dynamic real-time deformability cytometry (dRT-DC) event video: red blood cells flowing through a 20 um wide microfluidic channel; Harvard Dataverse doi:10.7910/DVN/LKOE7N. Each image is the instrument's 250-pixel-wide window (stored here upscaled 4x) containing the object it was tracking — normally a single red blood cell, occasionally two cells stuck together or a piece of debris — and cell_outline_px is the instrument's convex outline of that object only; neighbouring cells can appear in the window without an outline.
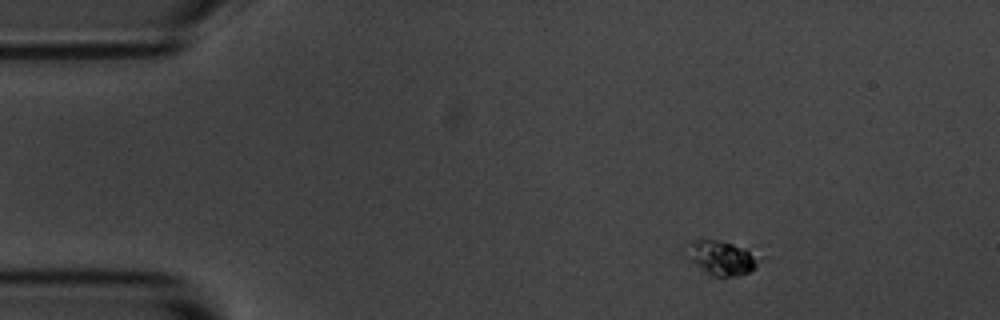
{"species": "common noctule bat (a hibernating species)", "species_latin": "Nyctalus noctula", "temperature_condition": "room temperature", "stored_images_in_passage": 6, "camera_frame_rate_fps": 3000, "um_per_image_px": 0.085, "animal": {"sex": "male", "body_mass_g": 20.1, "forearm_length_mm": 53.5}, "frame": {"image": 1, "passage_image": 1, "time_ms": 0.0, "image_size_px": [1000, 320], "cell_outline_px": [[764, 260], [756, 268], [740, 276], [712, 276], [688, 260], [688, 240], [720, 240], [744, 248], [764, 256]], "centroid_in_image_um": [61.42, 21.92], "position_along_channel_um": 23.6, "area_um2": 14.8}}
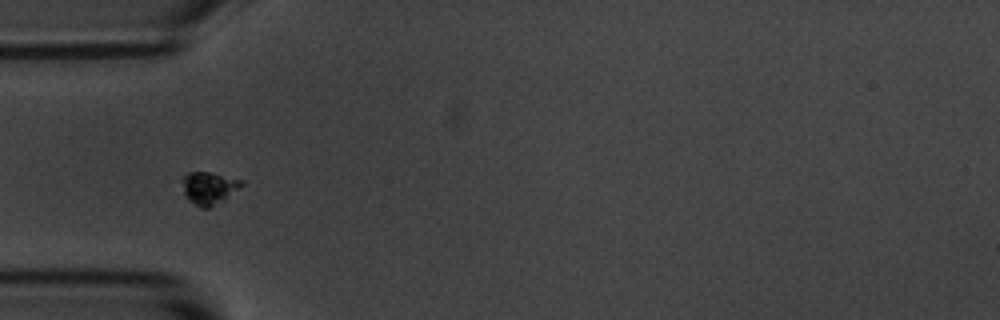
{"frame": {"image": 2, "passage_image": 4, "time_ms": 3.333, "image_size_px": [1000, 320], "cell_outline_px": [[244, 184], [224, 200], [208, 208], [200, 208], [188, 200], [184, 196], [180, 180], [188, 172], [208, 172], [244, 180]], "centroid_in_image_um": [17.72, 15.98], "position_along_channel_um": 67.3, "area_um2": 11.39}}
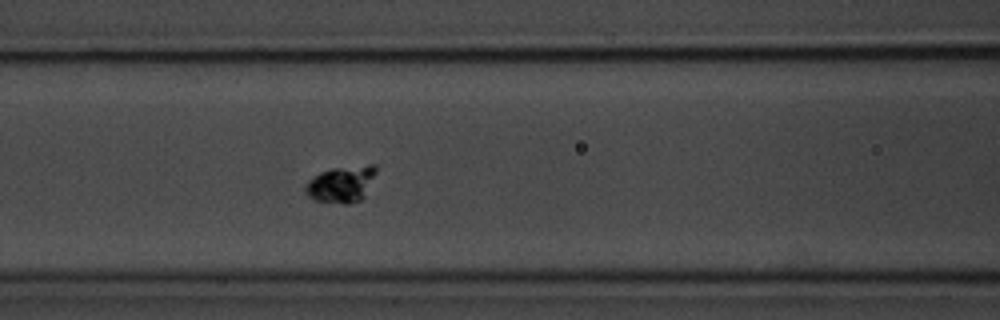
{"frame": {"image": 3, "passage_image": 6, "time_ms": 5.333, "image_size_px": [1000, 320], "cell_outline_px": [[376, 172], [364, 196], [360, 200], [352, 204], [344, 204], [316, 200], [308, 196], [304, 192], [304, 188], [308, 180], [320, 172], [332, 168], [368, 164], [376, 164]], "centroid_in_image_um": [29.01, 15.64], "position_along_channel_um": 137.6, "area_um2": 15.09}}